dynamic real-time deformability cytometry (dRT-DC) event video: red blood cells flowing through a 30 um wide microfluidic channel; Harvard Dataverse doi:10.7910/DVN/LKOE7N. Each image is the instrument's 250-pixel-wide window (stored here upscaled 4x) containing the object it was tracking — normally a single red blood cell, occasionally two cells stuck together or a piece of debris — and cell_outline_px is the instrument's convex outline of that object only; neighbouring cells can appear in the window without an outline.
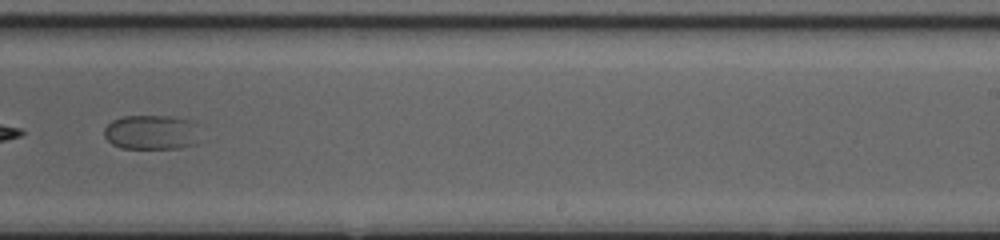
{"species": "common noctule bat (a hibernating species)", "species_latin": "Nyctalus noctula", "temperature_condition": "cold", "stored_images_in_passage": 27, "camera_frame_rate_fps": 3000, "um_per_image_px": 0.085, "animal": {"sex": "female", "body_mass_g": 20.0, "forearm_length_mm": 54.0}, "frame": {"image": 1, "passage_image": 20, "time_ms": 6.333, "image_size_px": [1000, 240], "cell_outline_px": [[204, 140], [196, 144], [180, 148], [120, 148], [112, 144], [104, 136], [104, 128], [112, 120], [124, 116], [168, 116], [192, 120]], "centroid_in_image_um": [12.94, 11.25], "position_along_channel_um": 276.1, "area_um2": 19.77}}
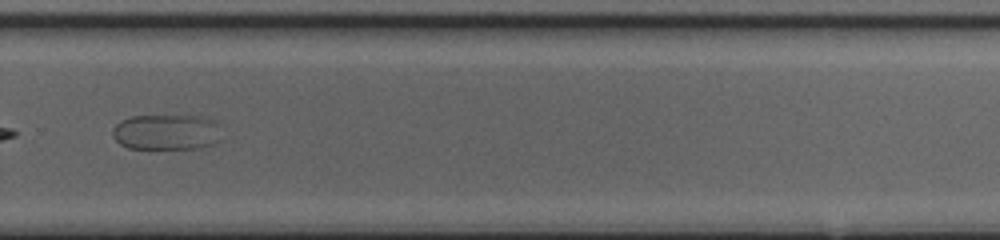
{"frame": {"image": 2, "passage_image": 23, "time_ms": 7.333, "image_size_px": [1000, 240], "cell_outline_px": [[220, 140], [212, 144], [200, 148], [128, 148], [120, 144], [112, 136], [112, 128], [120, 120], [132, 116], [196, 116], [212, 120], [216, 124]], "centroid_in_image_um": [14.08, 11.23], "position_along_channel_um": 315.7, "area_um2": 22.37}}